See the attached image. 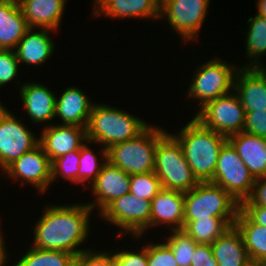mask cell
Masks as SVG:
<instances>
[{"label": "cell", "mask_w": 266, "mask_h": 266, "mask_svg": "<svg viewBox=\"0 0 266 266\" xmlns=\"http://www.w3.org/2000/svg\"><path fill=\"white\" fill-rule=\"evenodd\" d=\"M238 203L222 187L210 182H199L184 193V220L200 218L236 219Z\"/></svg>", "instance_id": "6"}, {"label": "cell", "mask_w": 266, "mask_h": 266, "mask_svg": "<svg viewBox=\"0 0 266 266\" xmlns=\"http://www.w3.org/2000/svg\"><path fill=\"white\" fill-rule=\"evenodd\" d=\"M170 231V236H167L165 239L172 249L176 263L178 266H190L195 247L198 243L183 230Z\"/></svg>", "instance_id": "31"}, {"label": "cell", "mask_w": 266, "mask_h": 266, "mask_svg": "<svg viewBox=\"0 0 266 266\" xmlns=\"http://www.w3.org/2000/svg\"><path fill=\"white\" fill-rule=\"evenodd\" d=\"M247 24L249 29L246 32L245 49L249 62L242 67H264L259 56L266 53V17L254 15L248 19Z\"/></svg>", "instance_id": "28"}, {"label": "cell", "mask_w": 266, "mask_h": 266, "mask_svg": "<svg viewBox=\"0 0 266 266\" xmlns=\"http://www.w3.org/2000/svg\"><path fill=\"white\" fill-rule=\"evenodd\" d=\"M241 204L266 206V176L255 179L250 196Z\"/></svg>", "instance_id": "40"}, {"label": "cell", "mask_w": 266, "mask_h": 266, "mask_svg": "<svg viewBox=\"0 0 266 266\" xmlns=\"http://www.w3.org/2000/svg\"><path fill=\"white\" fill-rule=\"evenodd\" d=\"M34 30L35 28H29L14 50L20 64L41 66L54 52L55 43L49 36L53 30L47 28H40V31L36 32Z\"/></svg>", "instance_id": "22"}, {"label": "cell", "mask_w": 266, "mask_h": 266, "mask_svg": "<svg viewBox=\"0 0 266 266\" xmlns=\"http://www.w3.org/2000/svg\"><path fill=\"white\" fill-rule=\"evenodd\" d=\"M204 63L197 67L187 92L189 98L199 100L197 103L200 108L218 97L232 93L234 78L239 69L218 57Z\"/></svg>", "instance_id": "7"}, {"label": "cell", "mask_w": 266, "mask_h": 266, "mask_svg": "<svg viewBox=\"0 0 266 266\" xmlns=\"http://www.w3.org/2000/svg\"><path fill=\"white\" fill-rule=\"evenodd\" d=\"M176 134L173 136L181 144L193 175L199 182L211 181L227 137L205 127L194 117Z\"/></svg>", "instance_id": "2"}, {"label": "cell", "mask_w": 266, "mask_h": 266, "mask_svg": "<svg viewBox=\"0 0 266 266\" xmlns=\"http://www.w3.org/2000/svg\"><path fill=\"white\" fill-rule=\"evenodd\" d=\"M257 15L266 17V0H257Z\"/></svg>", "instance_id": "43"}, {"label": "cell", "mask_w": 266, "mask_h": 266, "mask_svg": "<svg viewBox=\"0 0 266 266\" xmlns=\"http://www.w3.org/2000/svg\"><path fill=\"white\" fill-rule=\"evenodd\" d=\"M0 227H1V224H0ZM2 234L3 232L0 229V266H5L6 265L5 263L8 261V258H7L8 255H7V250H6L7 248L5 247L6 246V243L4 240L5 237H3L4 235Z\"/></svg>", "instance_id": "42"}, {"label": "cell", "mask_w": 266, "mask_h": 266, "mask_svg": "<svg viewBox=\"0 0 266 266\" xmlns=\"http://www.w3.org/2000/svg\"><path fill=\"white\" fill-rule=\"evenodd\" d=\"M19 65L14 50L0 49V88L17 76Z\"/></svg>", "instance_id": "36"}, {"label": "cell", "mask_w": 266, "mask_h": 266, "mask_svg": "<svg viewBox=\"0 0 266 266\" xmlns=\"http://www.w3.org/2000/svg\"><path fill=\"white\" fill-rule=\"evenodd\" d=\"M4 106H0V170L2 171L39 144L36 134L34 135Z\"/></svg>", "instance_id": "11"}, {"label": "cell", "mask_w": 266, "mask_h": 266, "mask_svg": "<svg viewBox=\"0 0 266 266\" xmlns=\"http://www.w3.org/2000/svg\"><path fill=\"white\" fill-rule=\"evenodd\" d=\"M211 245L218 266H248L251 263L243 237L235 226L228 229Z\"/></svg>", "instance_id": "25"}, {"label": "cell", "mask_w": 266, "mask_h": 266, "mask_svg": "<svg viewBox=\"0 0 266 266\" xmlns=\"http://www.w3.org/2000/svg\"><path fill=\"white\" fill-rule=\"evenodd\" d=\"M254 179L266 176V138L241 131L227 137Z\"/></svg>", "instance_id": "19"}, {"label": "cell", "mask_w": 266, "mask_h": 266, "mask_svg": "<svg viewBox=\"0 0 266 266\" xmlns=\"http://www.w3.org/2000/svg\"><path fill=\"white\" fill-rule=\"evenodd\" d=\"M246 112L235 92L218 97L194 116L205 127L226 137L243 131Z\"/></svg>", "instance_id": "10"}, {"label": "cell", "mask_w": 266, "mask_h": 266, "mask_svg": "<svg viewBox=\"0 0 266 266\" xmlns=\"http://www.w3.org/2000/svg\"><path fill=\"white\" fill-rule=\"evenodd\" d=\"M89 141H87L80 148V159H79V171H78V184L84 185L86 182H91L90 185L96 180L98 174L101 171L102 166L107 161V149H100L99 154L103 162L99 163L100 158L96 157L88 146Z\"/></svg>", "instance_id": "30"}, {"label": "cell", "mask_w": 266, "mask_h": 266, "mask_svg": "<svg viewBox=\"0 0 266 266\" xmlns=\"http://www.w3.org/2000/svg\"><path fill=\"white\" fill-rule=\"evenodd\" d=\"M52 205L44 207L41 217L35 223L32 247L65 251L75 256L88 250L77 247L84 244L90 235L89 216L94 210L86 203Z\"/></svg>", "instance_id": "1"}, {"label": "cell", "mask_w": 266, "mask_h": 266, "mask_svg": "<svg viewBox=\"0 0 266 266\" xmlns=\"http://www.w3.org/2000/svg\"><path fill=\"white\" fill-rule=\"evenodd\" d=\"M161 0H94L93 16L160 19Z\"/></svg>", "instance_id": "17"}, {"label": "cell", "mask_w": 266, "mask_h": 266, "mask_svg": "<svg viewBox=\"0 0 266 266\" xmlns=\"http://www.w3.org/2000/svg\"><path fill=\"white\" fill-rule=\"evenodd\" d=\"M3 172L9 179L21 180V185H24V182L29 183L28 185L35 187L39 193H45L52 184L51 161L40 144L24 153Z\"/></svg>", "instance_id": "13"}, {"label": "cell", "mask_w": 266, "mask_h": 266, "mask_svg": "<svg viewBox=\"0 0 266 266\" xmlns=\"http://www.w3.org/2000/svg\"><path fill=\"white\" fill-rule=\"evenodd\" d=\"M148 266H178L170 246L164 243L146 244Z\"/></svg>", "instance_id": "34"}, {"label": "cell", "mask_w": 266, "mask_h": 266, "mask_svg": "<svg viewBox=\"0 0 266 266\" xmlns=\"http://www.w3.org/2000/svg\"><path fill=\"white\" fill-rule=\"evenodd\" d=\"M192 257L190 266H218L210 244H197Z\"/></svg>", "instance_id": "39"}, {"label": "cell", "mask_w": 266, "mask_h": 266, "mask_svg": "<svg viewBox=\"0 0 266 266\" xmlns=\"http://www.w3.org/2000/svg\"><path fill=\"white\" fill-rule=\"evenodd\" d=\"M99 215L123 230L117 232V236L122 237L127 233L140 239L150 227L151 201L139 199L129 192L116 198Z\"/></svg>", "instance_id": "8"}, {"label": "cell", "mask_w": 266, "mask_h": 266, "mask_svg": "<svg viewBox=\"0 0 266 266\" xmlns=\"http://www.w3.org/2000/svg\"><path fill=\"white\" fill-rule=\"evenodd\" d=\"M254 181L247 166L227 141L219 152L214 176L210 182L222 187L241 204L250 196Z\"/></svg>", "instance_id": "9"}, {"label": "cell", "mask_w": 266, "mask_h": 266, "mask_svg": "<svg viewBox=\"0 0 266 266\" xmlns=\"http://www.w3.org/2000/svg\"><path fill=\"white\" fill-rule=\"evenodd\" d=\"M240 209L255 223L266 227V206L240 204Z\"/></svg>", "instance_id": "41"}, {"label": "cell", "mask_w": 266, "mask_h": 266, "mask_svg": "<svg viewBox=\"0 0 266 266\" xmlns=\"http://www.w3.org/2000/svg\"><path fill=\"white\" fill-rule=\"evenodd\" d=\"M161 189L160 180L154 171L130 175V193L139 199L151 201Z\"/></svg>", "instance_id": "33"}, {"label": "cell", "mask_w": 266, "mask_h": 266, "mask_svg": "<svg viewBox=\"0 0 266 266\" xmlns=\"http://www.w3.org/2000/svg\"><path fill=\"white\" fill-rule=\"evenodd\" d=\"M171 226V230L184 228V193L162 188L151 200L150 227Z\"/></svg>", "instance_id": "18"}, {"label": "cell", "mask_w": 266, "mask_h": 266, "mask_svg": "<svg viewBox=\"0 0 266 266\" xmlns=\"http://www.w3.org/2000/svg\"><path fill=\"white\" fill-rule=\"evenodd\" d=\"M209 4V0H161L160 18L187 43L200 34Z\"/></svg>", "instance_id": "12"}, {"label": "cell", "mask_w": 266, "mask_h": 266, "mask_svg": "<svg viewBox=\"0 0 266 266\" xmlns=\"http://www.w3.org/2000/svg\"><path fill=\"white\" fill-rule=\"evenodd\" d=\"M28 29L18 0H0V49L14 50Z\"/></svg>", "instance_id": "24"}, {"label": "cell", "mask_w": 266, "mask_h": 266, "mask_svg": "<svg viewBox=\"0 0 266 266\" xmlns=\"http://www.w3.org/2000/svg\"><path fill=\"white\" fill-rule=\"evenodd\" d=\"M140 250L139 252L122 250L113 253L117 266H148L147 246Z\"/></svg>", "instance_id": "38"}, {"label": "cell", "mask_w": 266, "mask_h": 266, "mask_svg": "<svg viewBox=\"0 0 266 266\" xmlns=\"http://www.w3.org/2000/svg\"><path fill=\"white\" fill-rule=\"evenodd\" d=\"M20 99L32 123H44L55 118L56 94L41 83L25 82L20 86Z\"/></svg>", "instance_id": "20"}, {"label": "cell", "mask_w": 266, "mask_h": 266, "mask_svg": "<svg viewBox=\"0 0 266 266\" xmlns=\"http://www.w3.org/2000/svg\"><path fill=\"white\" fill-rule=\"evenodd\" d=\"M91 185L90 189L96 199L86 204L92 209L97 206L100 214L116 198L130 192V175L106 161Z\"/></svg>", "instance_id": "14"}, {"label": "cell", "mask_w": 266, "mask_h": 266, "mask_svg": "<svg viewBox=\"0 0 266 266\" xmlns=\"http://www.w3.org/2000/svg\"><path fill=\"white\" fill-rule=\"evenodd\" d=\"M234 226L241 233L248 257L254 263H266V227L255 224L239 209Z\"/></svg>", "instance_id": "26"}, {"label": "cell", "mask_w": 266, "mask_h": 266, "mask_svg": "<svg viewBox=\"0 0 266 266\" xmlns=\"http://www.w3.org/2000/svg\"><path fill=\"white\" fill-rule=\"evenodd\" d=\"M149 125L136 138L107 149V161L129 175L154 171L158 141L167 133L163 128Z\"/></svg>", "instance_id": "4"}, {"label": "cell", "mask_w": 266, "mask_h": 266, "mask_svg": "<svg viewBox=\"0 0 266 266\" xmlns=\"http://www.w3.org/2000/svg\"><path fill=\"white\" fill-rule=\"evenodd\" d=\"M74 266H117V264L111 251L96 252L94 249H88L75 257Z\"/></svg>", "instance_id": "35"}, {"label": "cell", "mask_w": 266, "mask_h": 266, "mask_svg": "<svg viewBox=\"0 0 266 266\" xmlns=\"http://www.w3.org/2000/svg\"><path fill=\"white\" fill-rule=\"evenodd\" d=\"M236 219L200 218L184 220L185 231L198 244H212L228 229L234 226Z\"/></svg>", "instance_id": "27"}, {"label": "cell", "mask_w": 266, "mask_h": 266, "mask_svg": "<svg viewBox=\"0 0 266 266\" xmlns=\"http://www.w3.org/2000/svg\"><path fill=\"white\" fill-rule=\"evenodd\" d=\"M233 91L245 112L266 110V70L263 67H239Z\"/></svg>", "instance_id": "16"}, {"label": "cell", "mask_w": 266, "mask_h": 266, "mask_svg": "<svg viewBox=\"0 0 266 266\" xmlns=\"http://www.w3.org/2000/svg\"><path fill=\"white\" fill-rule=\"evenodd\" d=\"M87 142L86 127L49 124L41 131L39 144L50 161L80 149Z\"/></svg>", "instance_id": "15"}, {"label": "cell", "mask_w": 266, "mask_h": 266, "mask_svg": "<svg viewBox=\"0 0 266 266\" xmlns=\"http://www.w3.org/2000/svg\"><path fill=\"white\" fill-rule=\"evenodd\" d=\"M248 266H266V263L263 264V263H254V262H251Z\"/></svg>", "instance_id": "44"}, {"label": "cell", "mask_w": 266, "mask_h": 266, "mask_svg": "<svg viewBox=\"0 0 266 266\" xmlns=\"http://www.w3.org/2000/svg\"><path fill=\"white\" fill-rule=\"evenodd\" d=\"M243 131L266 138V110L246 112Z\"/></svg>", "instance_id": "37"}, {"label": "cell", "mask_w": 266, "mask_h": 266, "mask_svg": "<svg viewBox=\"0 0 266 266\" xmlns=\"http://www.w3.org/2000/svg\"><path fill=\"white\" fill-rule=\"evenodd\" d=\"M29 28L58 30L66 0H18Z\"/></svg>", "instance_id": "23"}, {"label": "cell", "mask_w": 266, "mask_h": 266, "mask_svg": "<svg viewBox=\"0 0 266 266\" xmlns=\"http://www.w3.org/2000/svg\"><path fill=\"white\" fill-rule=\"evenodd\" d=\"M75 255L59 250L30 249L13 266H74Z\"/></svg>", "instance_id": "29"}, {"label": "cell", "mask_w": 266, "mask_h": 266, "mask_svg": "<svg viewBox=\"0 0 266 266\" xmlns=\"http://www.w3.org/2000/svg\"><path fill=\"white\" fill-rule=\"evenodd\" d=\"M80 149L73 150L51 161L52 182L61 176L78 184Z\"/></svg>", "instance_id": "32"}, {"label": "cell", "mask_w": 266, "mask_h": 266, "mask_svg": "<svg viewBox=\"0 0 266 266\" xmlns=\"http://www.w3.org/2000/svg\"><path fill=\"white\" fill-rule=\"evenodd\" d=\"M154 173L162 188L173 191L185 193L199 183L185 159L181 144L168 132L157 143Z\"/></svg>", "instance_id": "5"}, {"label": "cell", "mask_w": 266, "mask_h": 266, "mask_svg": "<svg viewBox=\"0 0 266 266\" xmlns=\"http://www.w3.org/2000/svg\"><path fill=\"white\" fill-rule=\"evenodd\" d=\"M90 100L80 88L67 87L60 98L56 97L55 117L62 120V125L87 127L94 104Z\"/></svg>", "instance_id": "21"}, {"label": "cell", "mask_w": 266, "mask_h": 266, "mask_svg": "<svg viewBox=\"0 0 266 266\" xmlns=\"http://www.w3.org/2000/svg\"><path fill=\"white\" fill-rule=\"evenodd\" d=\"M150 123L127 111L105 104H93L88 125L87 141L102 149L136 138Z\"/></svg>", "instance_id": "3"}]
</instances>
